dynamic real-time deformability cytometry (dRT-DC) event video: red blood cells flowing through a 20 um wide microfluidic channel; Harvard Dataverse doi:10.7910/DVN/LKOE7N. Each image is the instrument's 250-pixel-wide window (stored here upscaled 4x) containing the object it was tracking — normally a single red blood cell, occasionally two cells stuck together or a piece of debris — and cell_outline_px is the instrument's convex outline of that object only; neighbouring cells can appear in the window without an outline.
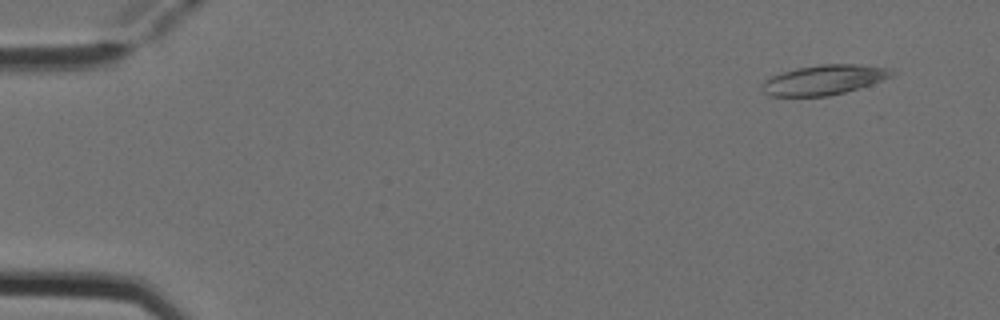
{"species": "Egyptian fruit bat (a non-hibernating species)", "species_latin": "Rousettus aegyptiacus", "temperature_condition": "cold", "stored_images_in_passage": 5, "camera_frame_rate_fps": 3000, "um_per_image_px": 0.085, "animal": {"sex": "female"}, "frame": {"image": 1, "passage_image": 1, "time_ms": 0.0, "image_size_px": [1000, 320], "cell_outline_px": [[892, 76], [860, 88], [828, 96], [768, 96], [760, 88], [760, 84], [764, 80], [772, 76], [796, 68], [820, 64], [856, 64], [892, 68]], "centroid_in_image_um": [70.0, 6.79], "position_along_channel_um": 15.0, "area_um2": 22.54}}
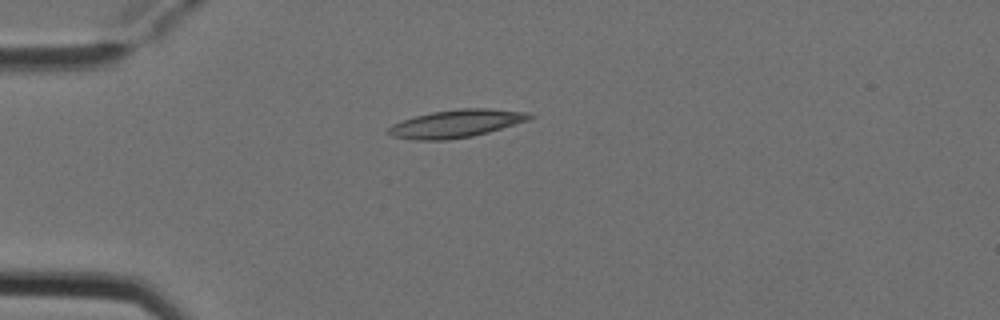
{"frame": {"image": 2, "passage_image": 4, "time_ms": 1.0, "image_size_px": [1000, 320], "cell_outline_px": [[532, 116], [528, 120], [488, 132], [472, 136], [448, 140], [412, 140], [392, 136], [388, 132], [388, 128], [392, 124], [416, 116], [432, 112], [460, 108], [488, 108], [528, 112]], "centroid_in_image_um": [38.76, 10.51], "position_along_channel_um": 46.2, "area_um2": 22.66}}
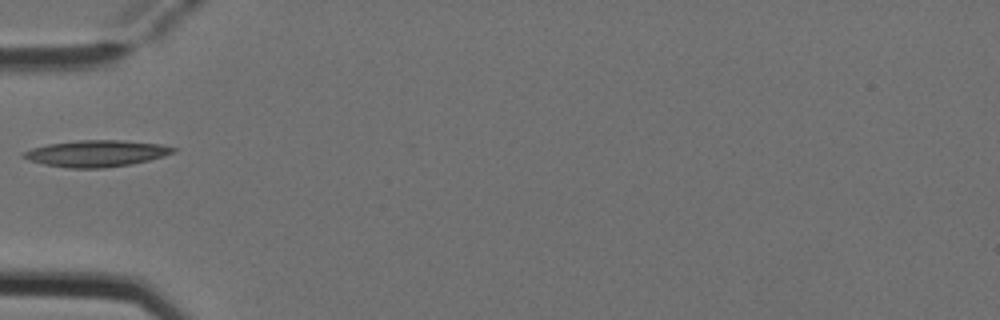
{"frame": {"image": 3, "passage_image": 5, "time_ms": 1.333, "image_size_px": [1000, 320], "cell_outline_px": [[176, 152], [164, 156], [132, 164], [104, 168], [68, 168], [44, 164], [28, 160], [20, 156], [24, 152], [32, 148], [48, 144], [80, 140], [124, 140], [160, 144], [176, 148]], "centroid_in_image_um": [8.19, 13.04], "position_along_channel_um": 76.8, "area_um2": 23.12}}